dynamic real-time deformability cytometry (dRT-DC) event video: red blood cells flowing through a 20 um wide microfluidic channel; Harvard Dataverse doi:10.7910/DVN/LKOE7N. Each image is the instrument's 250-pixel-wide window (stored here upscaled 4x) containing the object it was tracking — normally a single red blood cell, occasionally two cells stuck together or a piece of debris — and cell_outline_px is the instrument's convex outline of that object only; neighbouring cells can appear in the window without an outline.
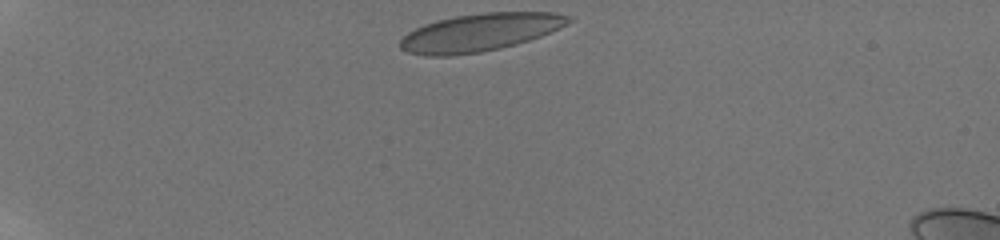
{"species": "human", "species_latin": "Homo sapiens", "temperature_condition": "room temperature", "stored_images_in_passage": 13, "camera_frame_rate_fps": 3000, "um_per_image_px": 0.085, "donor": {"sex": "male"}, "frame": {"image": 1, "passage_image": 1, "time_ms": 0.0, "image_size_px": [1000, 240], "cell_outline_px": [[572, 20], [568, 24], [560, 28], [540, 36], [516, 44], [500, 48], [480, 52], [452, 56], [424, 56], [408, 52], [400, 48], [400, 40], [408, 32], [424, 24], [436, 20], [456, 16], [484, 12], [556, 12], [568, 16]], "centroid_in_image_um": [40.78, 2.75], "position_along_channel_um": 44.2, "area_um2": 36.99}}
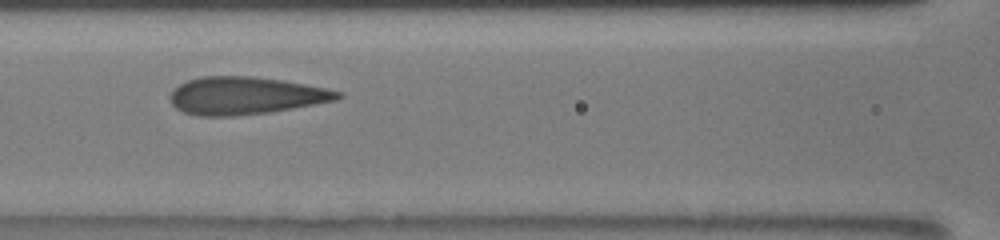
{"frame": {"image": 2, "passage_image": 8, "time_ms": 4.333, "image_size_px": [1000, 240], "cell_outline_px": [[344, 96], [336, 100], [292, 108], [268, 112], [236, 116], [196, 116], [184, 112], [176, 108], [172, 104], [168, 96], [180, 84], [188, 80], [200, 76], [252, 76], [280, 80], [328, 88], [344, 92]], "centroid_in_image_um": [20.86, 8.13], "position_along_channel_um": 145.7, "area_um2": 36.7}}
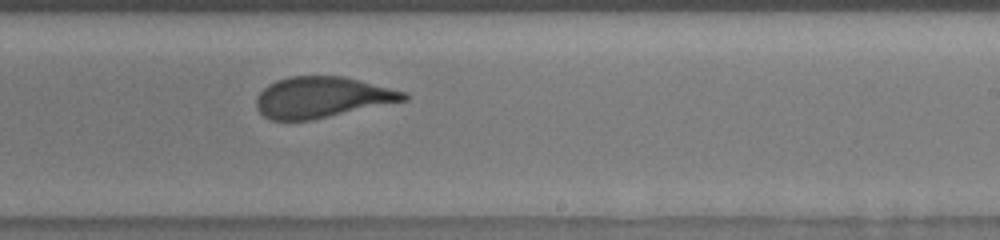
{"frame": {"image": 3, "passage_image": 13, "time_ms": 7.333, "image_size_px": [1000, 240], "cell_outline_px": [[408, 100], [308, 120], [272, 120], [264, 116], [256, 108], [256, 96], [268, 84], [276, 80], [288, 76], [344, 76], [408, 92]], "centroid_in_image_um": [27.36, 8.25], "position_along_channel_um": 261.6, "area_um2": 35.08}}